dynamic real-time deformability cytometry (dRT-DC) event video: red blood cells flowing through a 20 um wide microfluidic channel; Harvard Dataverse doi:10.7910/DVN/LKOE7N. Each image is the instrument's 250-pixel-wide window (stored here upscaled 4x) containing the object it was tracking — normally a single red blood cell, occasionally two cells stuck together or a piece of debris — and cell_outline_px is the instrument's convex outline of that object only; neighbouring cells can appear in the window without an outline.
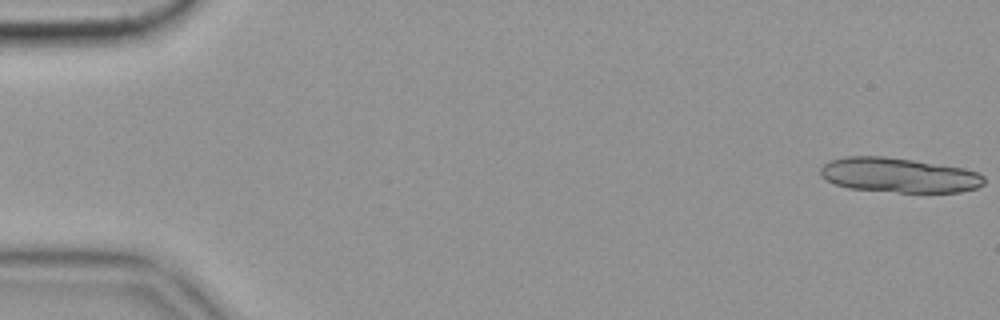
{"species": "common noctule bat (a hibernating species)", "species_latin": "Nyctalus noctula", "temperature_condition": "cold", "stored_images_in_passage": 16, "camera_frame_rate_fps": 3000, "um_per_image_px": 0.085, "animal": {"sex": "female", "body_mass_g": 19.9}, "frame": {"image": 1, "passage_image": 1, "time_ms": 0.0, "image_size_px": [1000, 320], "cell_outline_px": [[984, 184], [976, 188], [960, 192], [896, 192], [848, 188], [836, 184], [820, 176], [820, 168], [828, 160], [848, 156], [884, 156], [912, 160], [964, 168], [976, 172], [984, 176]], "centroid_in_image_um": [76.38, 14.88], "position_along_channel_um": 8.6, "area_um2": 33.06}}